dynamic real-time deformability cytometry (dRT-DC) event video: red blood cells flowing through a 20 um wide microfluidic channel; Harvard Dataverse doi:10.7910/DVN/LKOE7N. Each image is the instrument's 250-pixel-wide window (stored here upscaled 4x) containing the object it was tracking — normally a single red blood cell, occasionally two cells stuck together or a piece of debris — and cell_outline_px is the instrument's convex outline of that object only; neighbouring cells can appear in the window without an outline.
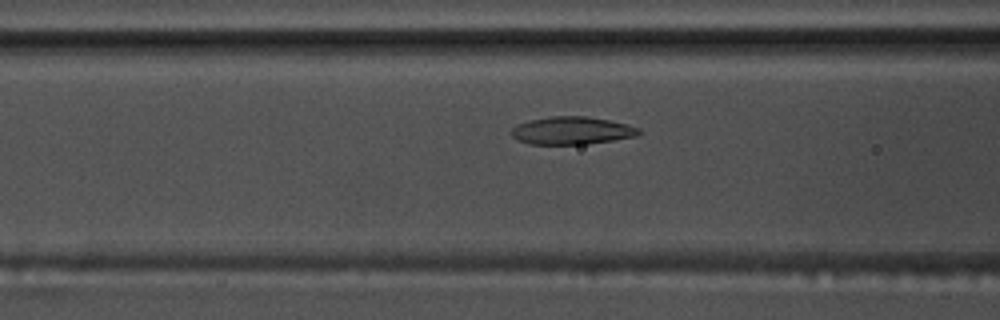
{"species": "common noctule bat (a hibernating species)", "species_latin": "Nyctalus noctula", "temperature_condition": "warm", "stored_images_in_passage": 52, "camera_frame_rate_fps": 3000, "um_per_image_px": 0.085, "animal": {"sex": "male", "body_mass_g": 17.5, "forearm_length_mm": 52.3}, "frame": {"image": 1, "passage_image": 18, "time_ms": 5.667, "image_size_px": [1000, 320], "cell_outline_px": [[640, 132], [636, 136], [612, 140], [584, 144], [528, 144], [516, 140], [508, 132], [516, 124], [528, 120], [548, 116], [588, 116], [608, 120], [640, 128]], "centroid_in_image_um": [48.51, 11.09], "position_along_channel_um": 118.1, "area_um2": 20.69}}
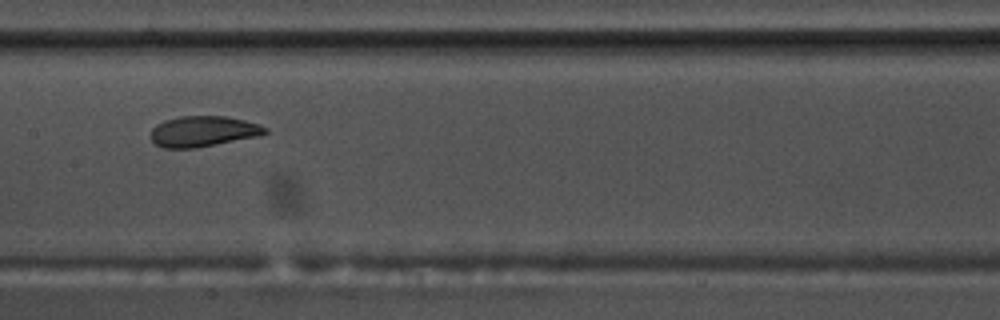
{"frame": {"image": 2, "passage_image": 24, "time_ms": 7.667, "image_size_px": [1000, 320], "cell_outline_px": [[268, 132], [260, 136], [196, 148], [164, 148], [156, 144], [148, 136], [152, 128], [156, 124], [164, 120], [180, 116], [228, 116], [260, 124], [268, 128]], "centroid_in_image_um": [17.27, 11.16], "position_along_channel_um": 190.1, "area_um2": 20.75}}
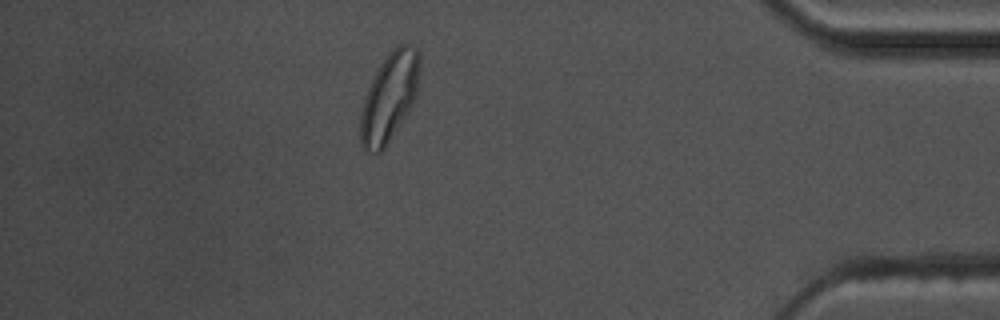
{"frame": {"image": 3, "passage_image": 45, "time_ms": 14.667, "image_size_px": [1000, 320], "cell_outline_px": [[420, 68], [416, 96], [408, 112], [388, 144], [380, 152], [364, 152], [360, 144], [360, 112], [364, 96], [380, 64], [388, 52], [392, 48], [400, 44], [408, 44], [416, 48], [420, 52]], "centroid_in_image_um": [33.08, 8.26], "position_along_channel_um": 402.1, "area_um2": 30.92}}